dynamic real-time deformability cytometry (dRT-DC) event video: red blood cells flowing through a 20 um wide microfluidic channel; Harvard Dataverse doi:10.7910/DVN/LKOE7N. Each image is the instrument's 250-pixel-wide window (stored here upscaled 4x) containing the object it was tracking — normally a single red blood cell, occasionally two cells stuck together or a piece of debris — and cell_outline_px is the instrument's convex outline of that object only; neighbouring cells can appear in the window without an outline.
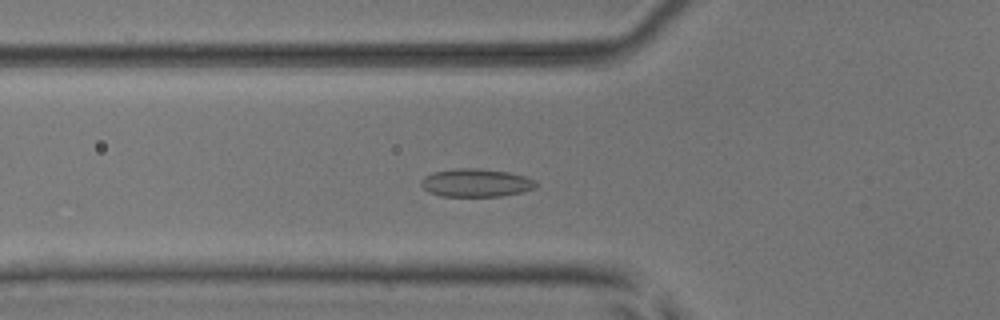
{"species": "common noctule bat (a hibernating species)", "species_latin": "Nyctalus noctula", "temperature_condition": "room temperature", "stored_images_in_passage": 54, "camera_frame_rate_fps": 3000, "um_per_image_px": 0.085, "animal": {"sex": "male", "body_mass_g": 17.9, "forearm_length_mm": 54.2}, "frame": {"image": 1, "passage_image": 20, "time_ms": 6.333, "image_size_px": [1000, 320], "cell_outline_px": [[536, 184], [532, 188], [520, 192], [500, 196], [440, 196], [428, 192], [420, 184], [420, 180], [424, 176], [432, 172], [456, 168], [480, 168], [508, 172], [524, 176], [536, 180]], "centroid_in_image_um": [40.39, 15.53], "position_along_channel_um": 85.4, "area_um2": 18.79}}
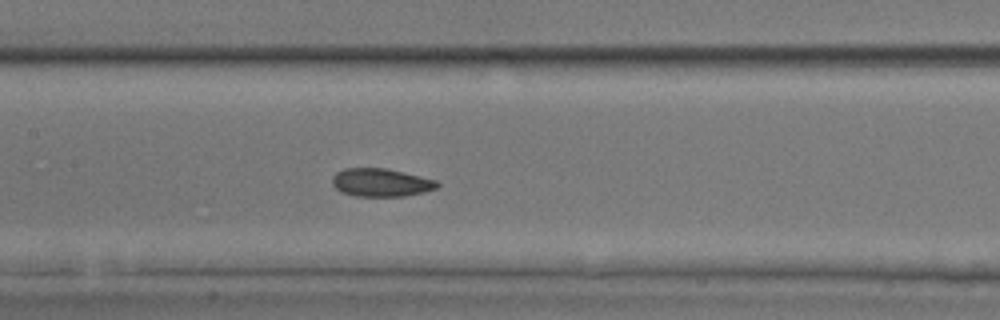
{"frame": {"image": 2, "passage_image": 27, "time_ms": 8.667, "image_size_px": [1000, 320], "cell_outline_px": [[440, 184], [436, 188], [424, 192], [404, 196], [356, 196], [340, 192], [332, 184], [332, 176], [336, 172], [344, 168], [384, 168], [436, 180]], "centroid_in_image_um": [32.34, 15.52], "position_along_channel_um": 175.1, "area_um2": 17.11}}
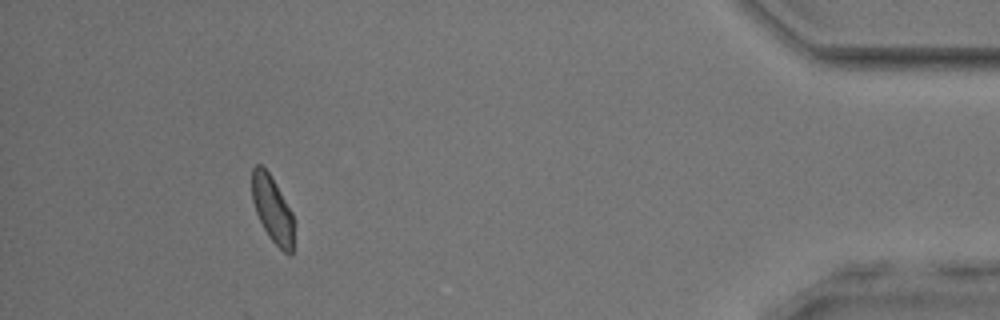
{"frame": {"image": 3, "passage_image": 50, "time_ms": 16.333, "image_size_px": [1000, 320], "cell_outline_px": [[296, 224], [292, 256], [288, 256], [268, 236], [256, 212], [252, 200], [252, 168], [256, 164], [260, 164], [268, 172], [292, 212]], "centroid_in_image_um": [23.2, 17.86], "position_along_channel_um": 412.0, "area_um2": 16.42}, "authors_computed_cell_mechanics": {"area_um2": 17.2533, "velocity_mm_per_s": 3.8401, "shape_relaxation_time_tau1_ms": 8.8815, "shape_relaxation_time_tau2_ms": 1.969, "deformation_change_tau1": 0.1076, "deformation_change_tau2": 0.0615}}